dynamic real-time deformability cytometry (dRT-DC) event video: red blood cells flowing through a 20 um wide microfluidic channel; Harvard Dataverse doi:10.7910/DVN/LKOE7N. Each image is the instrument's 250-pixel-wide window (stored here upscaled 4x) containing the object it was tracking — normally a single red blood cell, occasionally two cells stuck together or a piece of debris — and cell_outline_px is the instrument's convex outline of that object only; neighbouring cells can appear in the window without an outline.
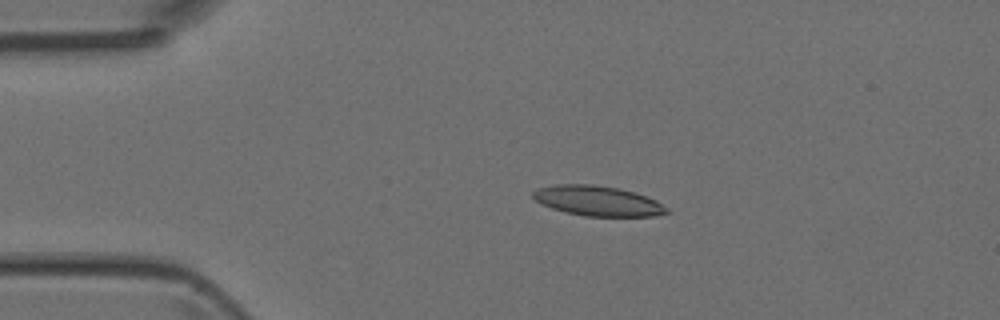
{"species": "Egyptian fruit bat (a non-hibernating species)", "species_latin": "Rousettus aegyptiacus", "temperature_condition": "room temperature", "stored_images_in_passage": 3, "camera_frame_rate_fps": 3000, "um_per_image_px": 0.085, "animal": {"sex": "female"}, "frame": {"image": 1, "passage_image": 2, "time_ms": 1.0, "image_size_px": [1000, 320], "cell_outline_px": [[672, 212], [652, 216], [584, 216], [564, 212], [552, 208], [536, 200], [532, 196], [532, 192], [536, 188], [556, 184], [592, 184], [616, 188], [632, 192], [656, 200], [668, 208]], "centroid_in_image_um": [50.79, 17.08], "position_along_channel_um": 34.2, "area_um2": 23.29}}